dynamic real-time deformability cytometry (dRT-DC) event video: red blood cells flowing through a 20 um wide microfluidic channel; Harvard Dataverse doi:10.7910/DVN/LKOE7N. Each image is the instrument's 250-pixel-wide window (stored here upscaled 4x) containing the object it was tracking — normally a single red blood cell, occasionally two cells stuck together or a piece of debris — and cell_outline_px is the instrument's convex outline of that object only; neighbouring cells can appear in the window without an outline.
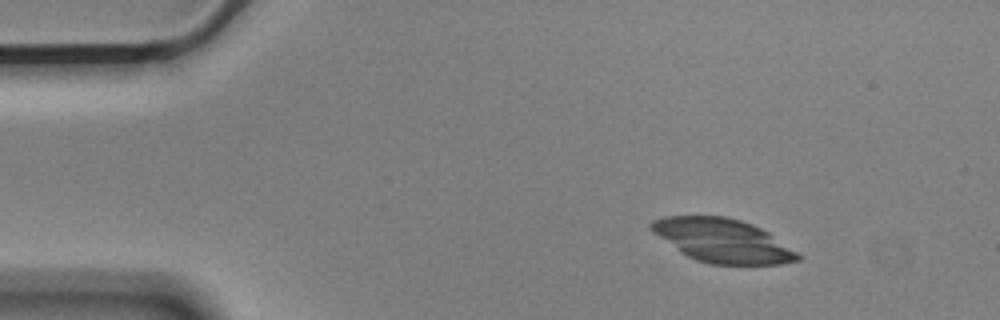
{"species": "Egyptian fruit bat (a non-hibernating species)", "species_latin": "Rousettus aegyptiacus", "temperature_condition": "cold", "stored_images_in_passage": 56, "camera_frame_rate_fps": 3000, "um_per_image_px": 0.085, "animal": {"sex": "male"}, "frame": {"image": 1, "passage_image": 8, "time_ms": 2.333, "image_size_px": [1000, 320], "cell_outline_px": [[804, 256], [800, 260], [780, 264], [712, 264], [696, 260], [680, 252], [652, 232], [648, 228], [648, 224], [652, 220], [664, 216], [724, 216], [740, 220], [752, 224], [768, 232]], "centroid_in_image_um": [61.41, 20.45], "position_along_channel_um": 23.6, "area_um2": 37.28}}